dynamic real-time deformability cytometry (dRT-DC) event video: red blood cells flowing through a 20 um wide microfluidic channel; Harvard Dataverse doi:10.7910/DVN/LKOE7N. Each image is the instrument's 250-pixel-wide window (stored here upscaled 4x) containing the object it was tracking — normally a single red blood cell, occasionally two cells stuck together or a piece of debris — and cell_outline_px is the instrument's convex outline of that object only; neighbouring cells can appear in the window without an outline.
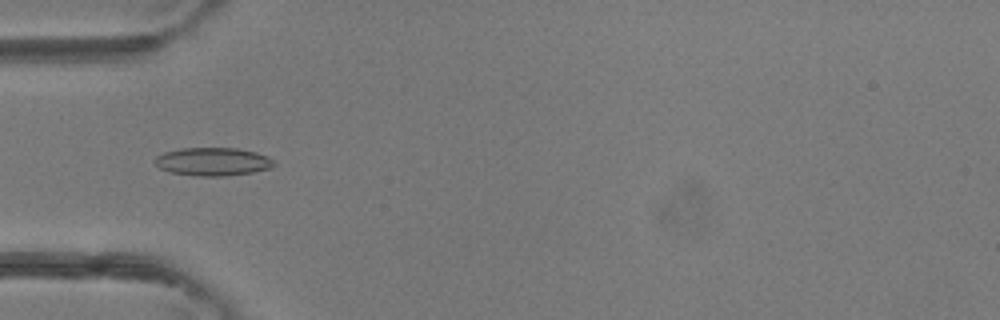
{"species": "common noctule bat (a hibernating species)", "species_latin": "Nyctalus noctula", "temperature_condition": "room temperature", "stored_images_in_passage": 4, "camera_frame_rate_fps": 3000, "um_per_image_px": 0.085, "animal": {"sex": "female"}, "frame": {"image": 1, "passage_image": 4, "time_ms": 1.0, "image_size_px": [1000, 320], "cell_outline_px": [[272, 164], [268, 168], [252, 172], [224, 176], [200, 176], [168, 172], [160, 168], [152, 160], [156, 156], [164, 152], [180, 148], [236, 148], [256, 152], [268, 156], [272, 160]], "centroid_in_image_um": [18.02, 13.73], "position_along_channel_um": 67.0, "area_um2": 19.42}}